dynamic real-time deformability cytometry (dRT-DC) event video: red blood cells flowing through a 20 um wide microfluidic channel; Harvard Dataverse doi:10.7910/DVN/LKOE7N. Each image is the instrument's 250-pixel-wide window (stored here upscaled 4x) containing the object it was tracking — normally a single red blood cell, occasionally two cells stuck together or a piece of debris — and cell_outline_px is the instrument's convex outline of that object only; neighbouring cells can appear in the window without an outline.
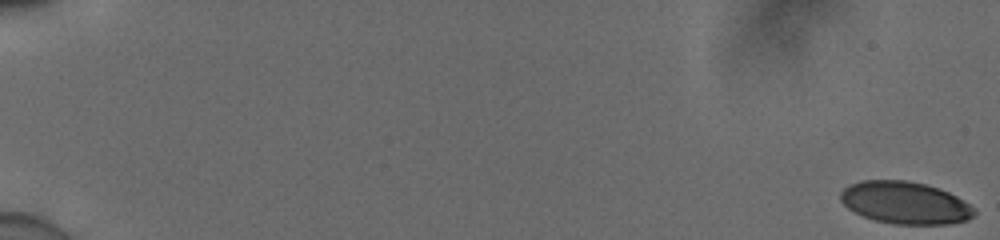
{"species": "human", "species_latin": "Homo sapiens", "temperature_condition": "cold", "stored_images_in_passage": 56, "camera_frame_rate_fps": 3000, "um_per_image_px": 0.085, "donor": {"sex": "male"}, "frame": {"image": 1, "passage_image": 1, "time_ms": 0.0, "image_size_px": [1000, 240], "cell_outline_px": [[976, 212], [968, 220], [948, 224], [892, 224], [876, 220], [864, 216], [848, 208], [840, 200], [840, 192], [848, 184], [860, 180], [908, 180], [924, 184], [948, 192], [956, 196], [968, 204]], "centroid_in_image_um": [76.9, 17.23], "position_along_channel_um": 8.1, "area_um2": 32.77}}
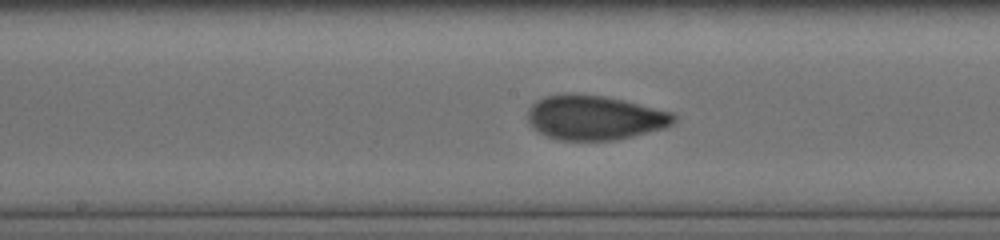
{"frame": {"image": 2, "passage_image": 32, "time_ms": 10.333, "image_size_px": [1000, 240], "cell_outline_px": [[676, 120], [672, 124], [664, 128], [616, 140], [560, 140], [548, 136], [532, 128], [528, 124], [528, 108], [536, 100], [544, 96], [564, 92], [568, 92], [604, 96], [624, 100], [672, 112], [676, 116]], "centroid_in_image_um": [50.51, 9.98], "position_along_channel_um": 197.7, "area_um2": 38.21}}
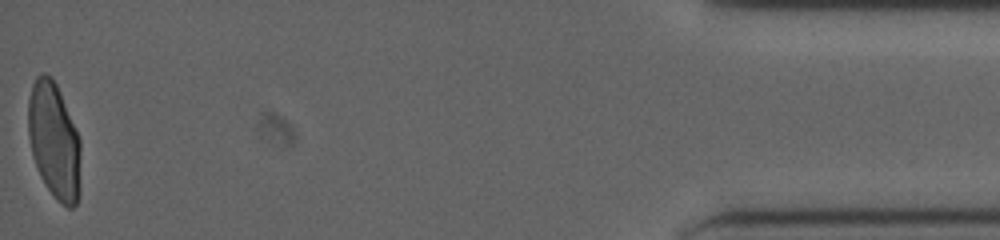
{"frame": {"image": 3, "passage_image": 56, "time_ms": 18.333, "image_size_px": [1000, 240], "cell_outline_px": [[80, 192], [76, 204], [72, 208], [68, 208], [60, 204], [56, 200], [40, 176], [32, 156], [28, 136], [28, 100], [32, 84], [36, 76], [40, 72], [44, 72], [56, 84], [60, 92], [80, 140]], "centroid_in_image_um": [4.59, 12.0], "position_along_channel_um": 430.6, "area_um2": 35.72}, "authors_computed_cell_mechanics": {"area_um2": 36.1539, "velocity_mm_per_s": 3.9072, "shape_relaxation_time_tau1_ms": 7.6325, "shape_relaxation_time_tau2_ms": 0.7013, "deformation_change_tau1": 0.1977, "deformation_change_tau2": 0.0488}}